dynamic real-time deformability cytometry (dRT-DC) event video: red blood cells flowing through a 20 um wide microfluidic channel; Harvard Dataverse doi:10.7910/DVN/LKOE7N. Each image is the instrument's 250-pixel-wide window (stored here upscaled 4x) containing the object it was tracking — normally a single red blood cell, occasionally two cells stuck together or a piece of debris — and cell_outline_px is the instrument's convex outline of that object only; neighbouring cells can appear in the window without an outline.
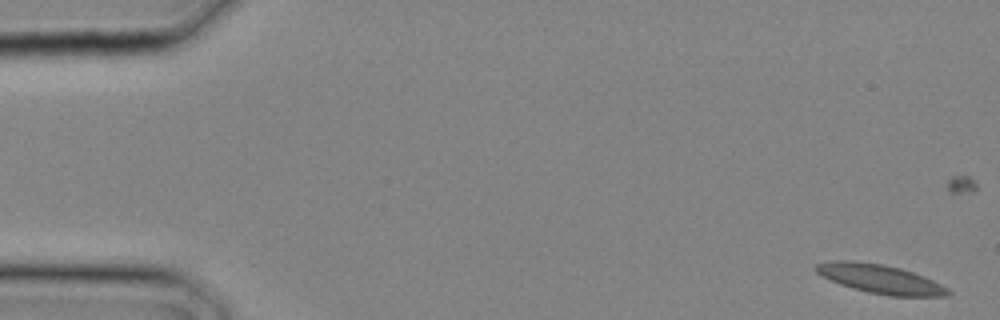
{"species": "common noctule bat (a hibernating species)", "species_latin": "Nyctalus noctula", "temperature_condition": "cold", "stored_images_in_passage": 4, "camera_frame_rate_fps": 3000, "um_per_image_px": 0.085, "animal": {"sex": "male", "body_mass_g": 20.4}, "frame": {"image": 1, "passage_image": 1, "time_ms": 0.0, "image_size_px": [1000, 320], "cell_outline_px": [[952, 292], [948, 296], [888, 296], [868, 292], [852, 288], [840, 284], [816, 272], [812, 268], [816, 264], [836, 260], [852, 260], [880, 264], [900, 268], [924, 276], [948, 288]], "centroid_in_image_um": [74.82, 23.71], "position_along_channel_um": 10.2, "area_um2": 22.14}}